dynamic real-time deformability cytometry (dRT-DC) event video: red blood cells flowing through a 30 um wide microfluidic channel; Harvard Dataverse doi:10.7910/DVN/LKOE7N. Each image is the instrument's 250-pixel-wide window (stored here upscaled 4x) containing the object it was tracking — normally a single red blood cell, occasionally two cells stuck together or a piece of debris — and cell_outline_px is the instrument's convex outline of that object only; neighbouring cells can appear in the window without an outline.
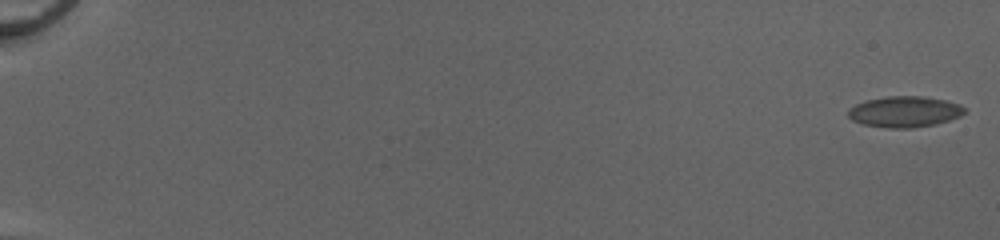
{"species": "common noctule bat (a hibernating species)", "species_latin": "Nyctalus noctula", "temperature_condition": "cold", "stored_images_in_passage": 55, "camera_frame_rate_fps": 3000, "um_per_image_px": 0.085, "animal": {"sex": "female", "body_mass_g": 20.0, "forearm_length_mm": 54.0}, "frame": {"image": 1, "passage_image": 1, "time_ms": 0.0, "image_size_px": [1000, 240], "cell_outline_px": [[964, 112], [960, 116], [936, 124], [912, 128], [892, 128], [864, 124], [852, 120], [848, 116], [848, 108], [856, 104], [868, 100], [888, 96], [920, 96], [944, 100], [960, 104], [964, 108]], "centroid_in_image_um": [76.88, 9.49], "position_along_channel_um": 8.1, "area_um2": 20.75}}
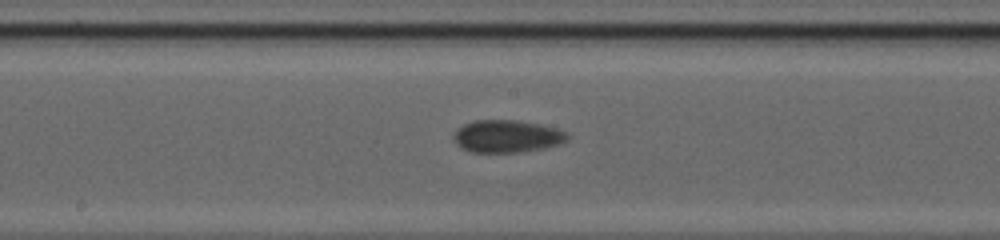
{"frame": {"image": 2, "passage_image": 32, "time_ms": 10.333, "image_size_px": [1000, 240], "cell_outline_px": [[572, 136], [568, 140], [560, 144], [544, 148], [520, 152], [472, 152], [460, 148], [456, 144], [452, 136], [456, 128], [464, 124], [476, 120], [516, 120], [540, 124], [560, 128], [568, 132]], "centroid_in_image_um": [43.13, 11.58], "position_along_channel_um": 205.1, "area_um2": 21.96}}
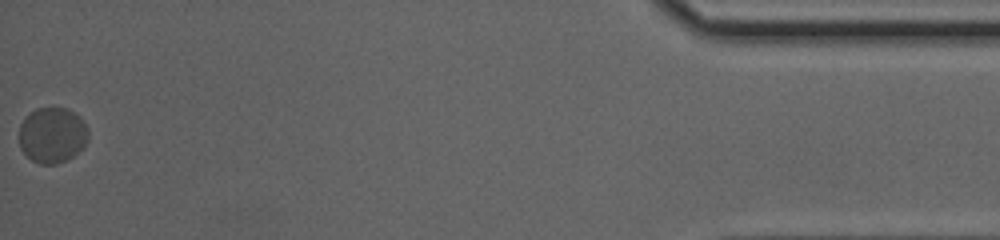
{"frame": {"image": 3, "passage_image": 55, "time_ms": 18.0, "image_size_px": [1000, 240], "cell_outline_px": [[88, 140], [68, 160], [56, 164], [40, 164], [32, 160], [20, 148], [20, 124], [36, 108], [68, 108], [80, 116], [84, 120], [88, 128]], "centroid_in_image_um": [4.47, 11.48], "position_along_channel_um": 430.7, "area_um2": 22.31}, "authors_computed_cell_mechanics": {"area_um2": 20.9236, "velocity_mm_per_s": 3.9911, "shape_relaxation_time_tau1_ms": 2.1081, "shape_relaxation_time_tau2_ms": null, "deformation_change_tau1": 0.0504, "deformation_change_tau2": null}}